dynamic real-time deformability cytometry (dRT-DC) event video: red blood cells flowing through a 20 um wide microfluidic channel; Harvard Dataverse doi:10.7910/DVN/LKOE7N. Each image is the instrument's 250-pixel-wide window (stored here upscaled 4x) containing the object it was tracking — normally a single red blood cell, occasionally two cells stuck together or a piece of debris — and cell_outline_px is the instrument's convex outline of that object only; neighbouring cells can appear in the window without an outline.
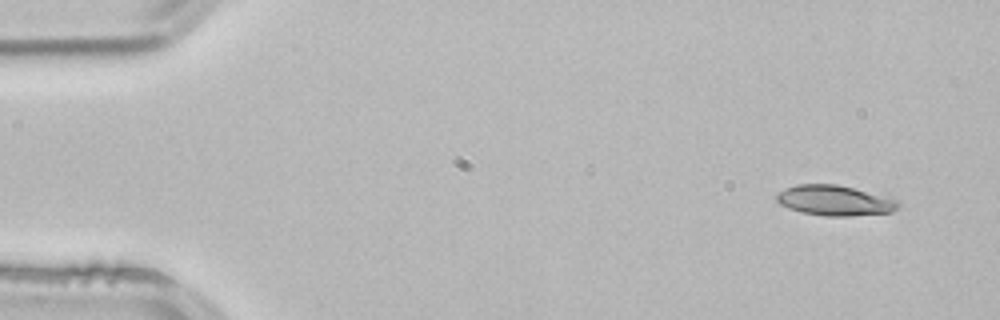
{"species": "common noctule bat (a hibernating species)", "species_latin": "Nyctalus noctula", "temperature_condition": "room temperature", "stored_images_in_passage": 3, "camera_frame_rate_fps": 3000, "um_per_image_px": 0.085, "animal": {"sex": "male", "body_mass_g": 21.5, "forearm_length_mm": 52.0}, "frame": {"image": 1, "passage_image": 1, "time_ms": 0.0, "image_size_px": [1000, 320], "cell_outline_px": [[900, 208], [892, 212], [852, 216], [824, 216], [800, 212], [788, 208], [780, 204], [776, 200], [776, 192], [784, 188], [796, 184], [836, 184], [900, 200]], "centroid_in_image_um": [70.93, 17.05], "position_along_channel_um": 14.1, "area_um2": 21.68}}